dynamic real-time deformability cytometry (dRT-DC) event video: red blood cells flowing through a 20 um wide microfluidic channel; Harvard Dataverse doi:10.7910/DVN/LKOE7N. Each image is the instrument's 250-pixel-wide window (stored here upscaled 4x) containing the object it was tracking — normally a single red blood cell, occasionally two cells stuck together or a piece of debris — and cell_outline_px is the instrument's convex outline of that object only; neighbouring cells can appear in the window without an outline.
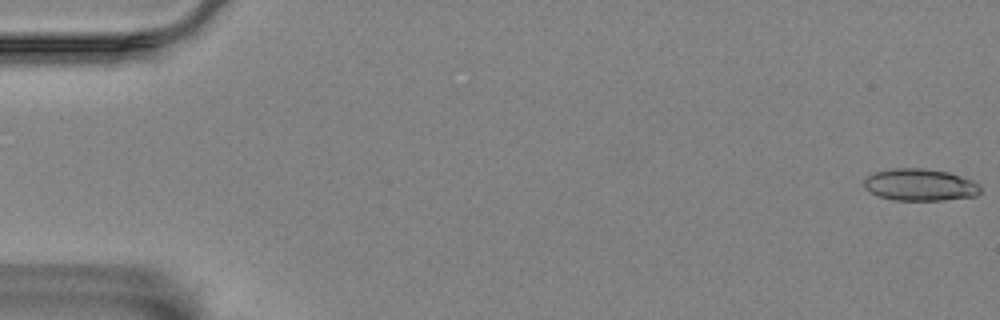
{"species": "Egyptian fruit bat (a non-hibernating species)", "species_latin": "Rousettus aegyptiacus", "temperature_condition": "room temperature", "stored_images_in_passage": 17, "camera_frame_rate_fps": 3000, "um_per_image_px": 0.085, "animal": {"sex": "female"}, "frame": {"image": 1, "passage_image": 1, "time_ms": 0.0, "image_size_px": [1000, 320], "cell_outline_px": [[980, 192], [976, 196], [944, 200], [896, 200], [876, 196], [864, 188], [864, 180], [872, 172], [892, 168], [924, 168], [948, 172], [972, 180], [980, 184]], "centroid_in_image_um": [78.18, 15.71], "position_along_channel_um": 6.8, "area_um2": 21.91}}
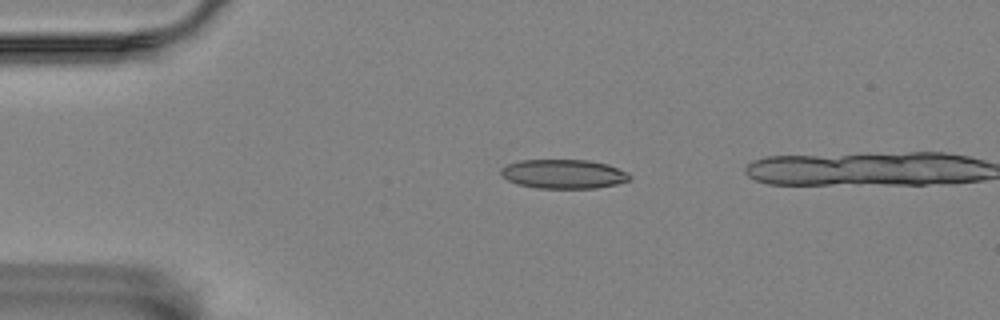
{"frame": {"image": 2, "passage_image": 13, "time_ms": 4.0, "image_size_px": [1000, 320], "cell_outline_px": [[632, 180], [616, 184], [596, 188], [536, 188], [516, 184], [500, 176], [500, 168], [508, 164], [520, 160], [588, 160], [608, 164], [628, 172], [632, 176]], "centroid_in_image_um": [47.91, 14.79], "position_along_channel_um": 37.1, "area_um2": 22.14}}